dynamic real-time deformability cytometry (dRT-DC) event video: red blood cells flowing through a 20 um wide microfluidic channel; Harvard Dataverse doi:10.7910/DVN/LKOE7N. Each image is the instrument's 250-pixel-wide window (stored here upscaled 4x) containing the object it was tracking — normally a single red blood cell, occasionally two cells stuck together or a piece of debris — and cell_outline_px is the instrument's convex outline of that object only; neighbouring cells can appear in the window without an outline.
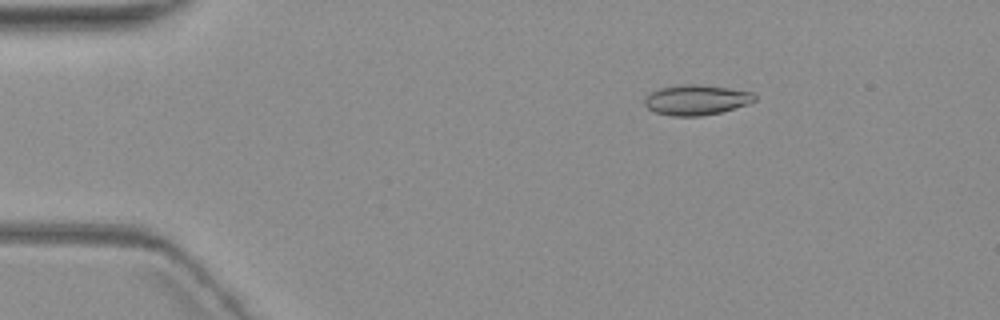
{"species": "common noctule bat (a hibernating species)", "species_latin": "Nyctalus noctula", "temperature_condition": "warm", "stored_images_in_passage": 7, "camera_frame_rate_fps": 3000, "um_per_image_px": 0.085, "animal": {"sex": "female", "body_mass_g": 19.3, "forearm_length_mm": 54.1}, "frame": {"image": 1, "passage_image": 3, "time_ms": 2.667, "image_size_px": [1000, 320], "cell_outline_px": [[756, 100], [748, 104], [720, 112], [700, 116], [672, 116], [656, 112], [648, 108], [644, 104], [644, 100], [652, 92], [660, 88], [680, 84], [696, 84], [728, 88], [752, 92], [756, 96]], "centroid_in_image_um": [59.2, 8.49], "position_along_channel_um": 25.8, "area_um2": 19.19}}
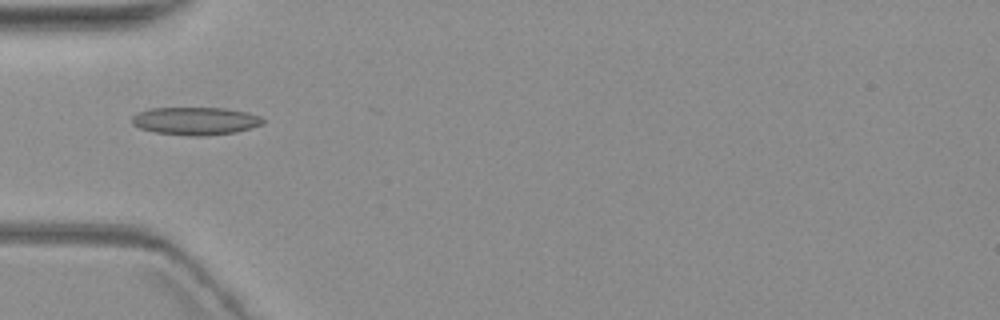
{"frame": {"image": 2, "passage_image": 6, "time_ms": 6.0, "image_size_px": [1000, 320], "cell_outline_px": [[264, 120], [260, 124], [252, 128], [236, 132], [208, 136], [188, 136], [156, 132], [140, 128], [132, 124], [132, 116], [136, 112], [152, 108], [224, 108], [248, 112], [260, 116]], "centroid_in_image_um": [16.61, 10.28], "position_along_channel_um": 68.4, "area_um2": 21.33}}
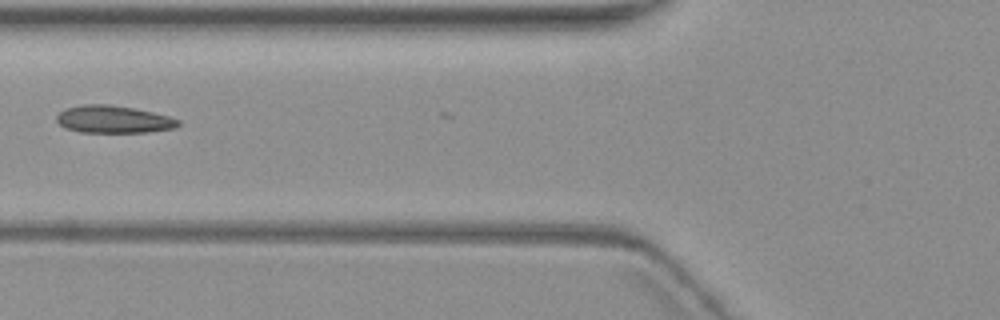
{"frame": {"image": 3, "passage_image": 7, "time_ms": 7.333, "image_size_px": [1000, 320], "cell_outline_px": [[180, 124], [176, 128], [148, 132], [80, 132], [64, 128], [56, 120], [56, 116], [64, 108], [84, 104], [108, 104], [132, 108], [152, 112], [168, 116], [180, 120]], "centroid_in_image_um": [9.63, 10.14], "position_along_channel_um": 116.2, "area_um2": 19.48}}